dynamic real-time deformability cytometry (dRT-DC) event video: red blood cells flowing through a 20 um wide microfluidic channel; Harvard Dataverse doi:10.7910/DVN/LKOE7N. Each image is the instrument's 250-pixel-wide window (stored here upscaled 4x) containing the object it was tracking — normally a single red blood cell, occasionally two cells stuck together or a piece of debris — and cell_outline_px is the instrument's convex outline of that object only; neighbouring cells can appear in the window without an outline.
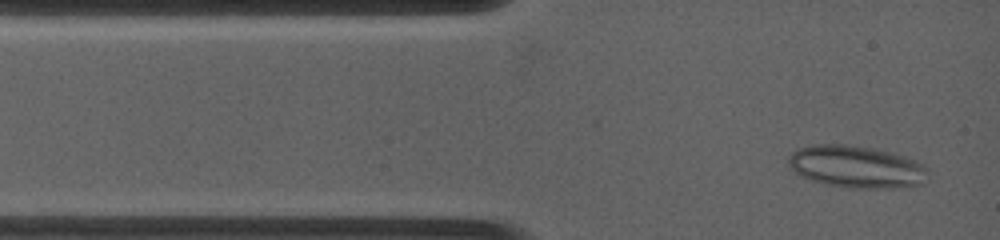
{"species": "common noctule bat (a hibernating species)", "species_latin": "Nyctalus noctula", "temperature_condition": "warm", "stored_images_in_passage": 23, "camera_frame_rate_fps": 4500, "um_per_image_px": 0.085, "animal": {"sex": "female", "body_mass_g": 19.0, "forearm_length_mm": 53.3}, "frame": {"image": 1, "passage_image": 1, "time_ms": 0.0, "image_size_px": [1000, 240], "cell_outline_px": [[928, 172], [924, 184], [892, 188], [844, 188], [812, 180], [800, 176], [792, 172], [788, 164], [788, 156], [796, 148], [816, 144], [844, 144], [876, 148], [892, 152], [916, 160], [924, 164], [928, 168]], "centroid_in_image_um": [72.79, 14.17], "position_along_channel_um": 12.2, "area_um2": 34.91}}
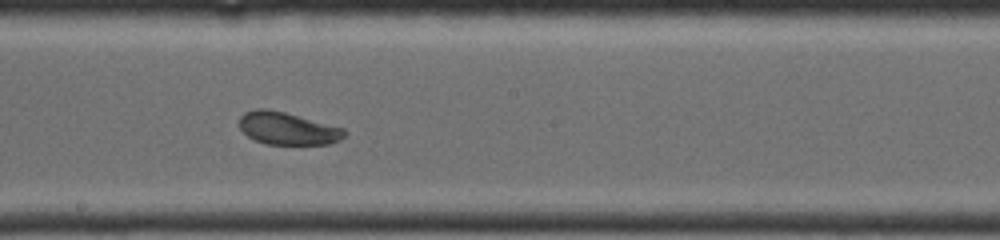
{"frame": {"image": 2, "passage_image": 9, "time_ms": 6.222, "image_size_px": [1000, 240], "cell_outline_px": [[348, 132], [340, 140], [328, 144], [264, 144], [248, 136], [240, 128], [240, 116], [244, 112], [256, 108], [264, 108], [284, 112], [344, 128]], "centroid_in_image_um": [24.45, 10.92], "position_along_channel_um": 223.8, "area_um2": 19.83}}
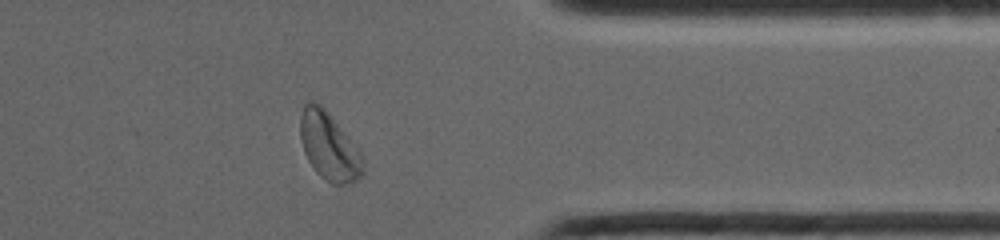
{"frame": {"image": 3, "passage_image": 20, "time_ms": 10.667, "image_size_px": [1000, 240], "cell_outline_px": [[364, 172], [356, 180], [344, 184], [332, 184], [324, 180], [316, 172], [308, 160], [304, 152], [300, 140], [300, 116], [304, 104], [308, 100], [312, 100], [320, 104], [328, 112], [348, 136], [360, 152], [364, 160]], "centroid_in_image_um": [27.95, 12.43], "position_along_channel_um": 383.5, "area_um2": 24.85}, "authors_computed_cell_mechanics": {"area_um2": 20.3456, "velocity_mm_per_s": 3.8648, "shape_relaxation_time_tau1_ms": 5.4224, "shape_relaxation_time_tau2_ms": 4.7, "deformation_change_tau1": 0.0822, "deformation_change_tau2": 0.1056}}